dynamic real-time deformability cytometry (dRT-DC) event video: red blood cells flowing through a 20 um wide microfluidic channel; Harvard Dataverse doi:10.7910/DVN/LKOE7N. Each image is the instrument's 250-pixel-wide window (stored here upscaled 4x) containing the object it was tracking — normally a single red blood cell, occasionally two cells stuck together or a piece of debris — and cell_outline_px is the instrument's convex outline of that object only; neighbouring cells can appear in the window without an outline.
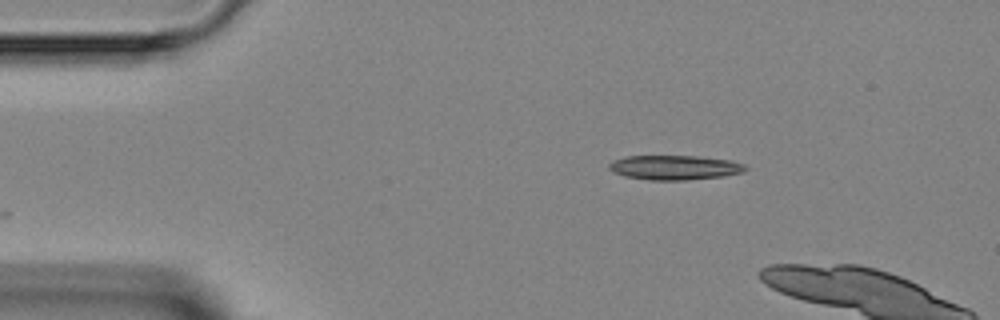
{"species": "Egyptian fruit bat (a non-hibernating species)", "species_latin": "Rousettus aegyptiacus", "temperature_condition": "room temperature", "stored_images_in_passage": 2, "camera_frame_rate_fps": 3000, "um_per_image_px": 0.085, "animal": {"sex": "female"}, "frame": {"image": 1, "passage_image": 1, "time_ms": 0.0, "image_size_px": [1000, 320], "cell_outline_px": [[748, 168], [744, 172], [724, 176], [688, 180], [652, 180], [624, 176], [612, 172], [608, 168], [608, 164], [616, 160], [628, 156], [700, 156], [732, 160], [744, 164]], "centroid_in_image_um": [57.39, 14.24], "position_along_channel_um": 27.6, "area_um2": 19.59}}